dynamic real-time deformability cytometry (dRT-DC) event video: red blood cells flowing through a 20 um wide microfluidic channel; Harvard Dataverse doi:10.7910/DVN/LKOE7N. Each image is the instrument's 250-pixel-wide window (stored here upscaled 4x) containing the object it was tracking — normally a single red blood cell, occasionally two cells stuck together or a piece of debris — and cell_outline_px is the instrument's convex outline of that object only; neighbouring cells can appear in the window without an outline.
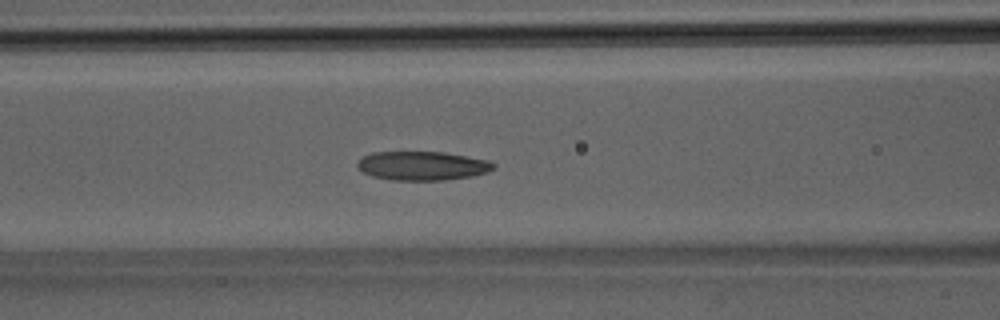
{"species": "Egyptian fruit bat (a non-hibernating species)", "species_latin": "Rousettus aegyptiacus", "temperature_condition": "room temperature", "stored_images_in_passage": 32, "camera_frame_rate_fps": 3000, "um_per_image_px": 0.085, "animal": {"sex": "male"}, "frame": {"image": 1, "passage_image": 9, "time_ms": 2.667, "image_size_px": [1000, 320], "cell_outline_px": [[496, 168], [488, 172], [472, 176], [444, 180], [392, 180], [372, 176], [364, 172], [356, 164], [364, 156], [372, 152], [444, 152], [488, 160], [496, 164]], "centroid_in_image_um": [35.94, 14.09], "position_along_channel_um": 130.7, "area_um2": 22.89}}
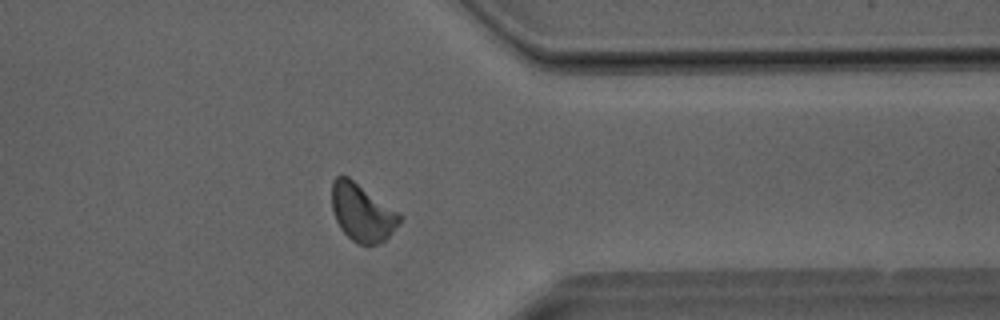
{"frame": {"image": 2, "passage_image": 24, "time_ms": 7.667, "image_size_px": [1000, 320], "cell_outline_px": [[404, 216], [400, 224], [384, 240], [376, 244], [356, 244], [340, 228], [332, 212], [332, 180], [336, 176], [348, 176]], "centroid_in_image_um": [30.78, 18.06], "position_along_channel_um": 380.6, "area_um2": 22.72}}
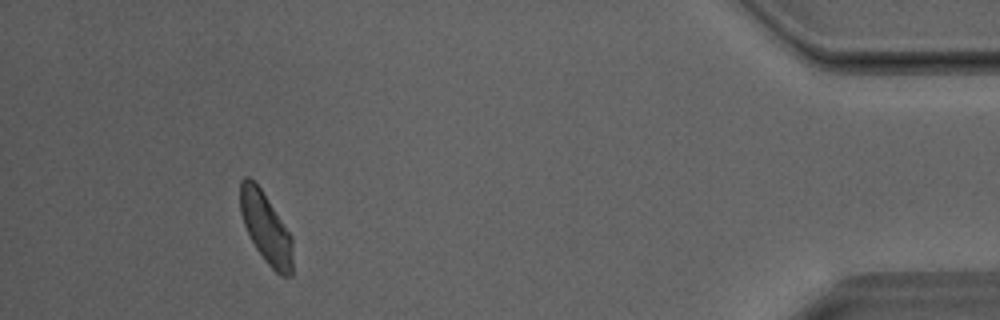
{"frame": {"image": 3, "passage_image": 29, "time_ms": 9.333, "image_size_px": [1000, 320], "cell_outline_px": [[292, 276], [280, 276], [264, 260], [256, 248], [244, 224], [240, 212], [240, 180], [244, 176], [248, 176], [260, 188], [292, 236]], "centroid_in_image_um": [22.6, 19.38], "position_along_channel_um": 412.6, "area_um2": 21.33}}